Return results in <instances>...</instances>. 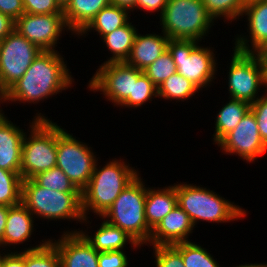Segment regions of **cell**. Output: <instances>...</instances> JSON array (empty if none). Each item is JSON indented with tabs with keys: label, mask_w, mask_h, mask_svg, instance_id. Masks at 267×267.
I'll list each match as a JSON object with an SVG mask.
<instances>
[{
	"label": "cell",
	"mask_w": 267,
	"mask_h": 267,
	"mask_svg": "<svg viewBox=\"0 0 267 267\" xmlns=\"http://www.w3.org/2000/svg\"><path fill=\"white\" fill-rule=\"evenodd\" d=\"M63 57L41 51L23 76L3 94V101L38 103L68 89L73 82Z\"/></svg>",
	"instance_id": "obj_1"
},
{
	"label": "cell",
	"mask_w": 267,
	"mask_h": 267,
	"mask_svg": "<svg viewBox=\"0 0 267 267\" xmlns=\"http://www.w3.org/2000/svg\"><path fill=\"white\" fill-rule=\"evenodd\" d=\"M177 205L182 208L195 226L200 220L225 223L242 219L246 211L240 206L222 198L206 187L193 184H175Z\"/></svg>",
	"instance_id": "obj_4"
},
{
	"label": "cell",
	"mask_w": 267,
	"mask_h": 267,
	"mask_svg": "<svg viewBox=\"0 0 267 267\" xmlns=\"http://www.w3.org/2000/svg\"><path fill=\"white\" fill-rule=\"evenodd\" d=\"M264 62H265V68H266V88H267V55H261Z\"/></svg>",
	"instance_id": "obj_47"
},
{
	"label": "cell",
	"mask_w": 267,
	"mask_h": 267,
	"mask_svg": "<svg viewBox=\"0 0 267 267\" xmlns=\"http://www.w3.org/2000/svg\"><path fill=\"white\" fill-rule=\"evenodd\" d=\"M79 232L86 240L98 251L107 252L113 250H123L127 242L131 243V247H140L135 241L119 227L111 225L106 220L101 223L99 229L94 236L86 234L84 231Z\"/></svg>",
	"instance_id": "obj_23"
},
{
	"label": "cell",
	"mask_w": 267,
	"mask_h": 267,
	"mask_svg": "<svg viewBox=\"0 0 267 267\" xmlns=\"http://www.w3.org/2000/svg\"><path fill=\"white\" fill-rule=\"evenodd\" d=\"M24 13L28 14H63V9L56 0H22Z\"/></svg>",
	"instance_id": "obj_36"
},
{
	"label": "cell",
	"mask_w": 267,
	"mask_h": 267,
	"mask_svg": "<svg viewBox=\"0 0 267 267\" xmlns=\"http://www.w3.org/2000/svg\"><path fill=\"white\" fill-rule=\"evenodd\" d=\"M176 72V64L168 49L151 65L143 70V73L157 86V88Z\"/></svg>",
	"instance_id": "obj_34"
},
{
	"label": "cell",
	"mask_w": 267,
	"mask_h": 267,
	"mask_svg": "<svg viewBox=\"0 0 267 267\" xmlns=\"http://www.w3.org/2000/svg\"><path fill=\"white\" fill-rule=\"evenodd\" d=\"M234 267V266H233ZM236 267H267V263L266 264H244V265H239V266H236Z\"/></svg>",
	"instance_id": "obj_45"
},
{
	"label": "cell",
	"mask_w": 267,
	"mask_h": 267,
	"mask_svg": "<svg viewBox=\"0 0 267 267\" xmlns=\"http://www.w3.org/2000/svg\"><path fill=\"white\" fill-rule=\"evenodd\" d=\"M3 94L0 92V103L3 102Z\"/></svg>",
	"instance_id": "obj_49"
},
{
	"label": "cell",
	"mask_w": 267,
	"mask_h": 267,
	"mask_svg": "<svg viewBox=\"0 0 267 267\" xmlns=\"http://www.w3.org/2000/svg\"><path fill=\"white\" fill-rule=\"evenodd\" d=\"M197 91H199V88L196 85L176 72L158 87V97L166 100L183 101L188 100Z\"/></svg>",
	"instance_id": "obj_27"
},
{
	"label": "cell",
	"mask_w": 267,
	"mask_h": 267,
	"mask_svg": "<svg viewBox=\"0 0 267 267\" xmlns=\"http://www.w3.org/2000/svg\"><path fill=\"white\" fill-rule=\"evenodd\" d=\"M97 157L86 143L78 141L57 125L56 166L60 168L82 192L89 183L97 162Z\"/></svg>",
	"instance_id": "obj_10"
},
{
	"label": "cell",
	"mask_w": 267,
	"mask_h": 267,
	"mask_svg": "<svg viewBox=\"0 0 267 267\" xmlns=\"http://www.w3.org/2000/svg\"><path fill=\"white\" fill-rule=\"evenodd\" d=\"M99 67L89 81L90 90H100L114 106H120L129 96H133L137 68L126 62L102 63Z\"/></svg>",
	"instance_id": "obj_12"
},
{
	"label": "cell",
	"mask_w": 267,
	"mask_h": 267,
	"mask_svg": "<svg viewBox=\"0 0 267 267\" xmlns=\"http://www.w3.org/2000/svg\"><path fill=\"white\" fill-rule=\"evenodd\" d=\"M97 163L88 185L81 192L84 218H88L89 210L102 216L127 185L140 175L134 167L116 158L102 168L97 167Z\"/></svg>",
	"instance_id": "obj_2"
},
{
	"label": "cell",
	"mask_w": 267,
	"mask_h": 267,
	"mask_svg": "<svg viewBox=\"0 0 267 267\" xmlns=\"http://www.w3.org/2000/svg\"><path fill=\"white\" fill-rule=\"evenodd\" d=\"M111 0H71L63 10L68 31L78 34Z\"/></svg>",
	"instance_id": "obj_22"
},
{
	"label": "cell",
	"mask_w": 267,
	"mask_h": 267,
	"mask_svg": "<svg viewBox=\"0 0 267 267\" xmlns=\"http://www.w3.org/2000/svg\"><path fill=\"white\" fill-rule=\"evenodd\" d=\"M193 228L189 215L177 205L152 231L148 243L157 246L189 241L188 236L193 232Z\"/></svg>",
	"instance_id": "obj_17"
},
{
	"label": "cell",
	"mask_w": 267,
	"mask_h": 267,
	"mask_svg": "<svg viewBox=\"0 0 267 267\" xmlns=\"http://www.w3.org/2000/svg\"><path fill=\"white\" fill-rule=\"evenodd\" d=\"M138 31L129 21L122 27L111 33L104 35L103 42L112 53V57L108 58L104 63L110 62H126L128 59L136 33Z\"/></svg>",
	"instance_id": "obj_24"
},
{
	"label": "cell",
	"mask_w": 267,
	"mask_h": 267,
	"mask_svg": "<svg viewBox=\"0 0 267 267\" xmlns=\"http://www.w3.org/2000/svg\"><path fill=\"white\" fill-rule=\"evenodd\" d=\"M128 263L124 250L98 252L99 267H128Z\"/></svg>",
	"instance_id": "obj_38"
},
{
	"label": "cell",
	"mask_w": 267,
	"mask_h": 267,
	"mask_svg": "<svg viewBox=\"0 0 267 267\" xmlns=\"http://www.w3.org/2000/svg\"><path fill=\"white\" fill-rule=\"evenodd\" d=\"M15 28V21L0 12V42L5 39Z\"/></svg>",
	"instance_id": "obj_42"
},
{
	"label": "cell",
	"mask_w": 267,
	"mask_h": 267,
	"mask_svg": "<svg viewBox=\"0 0 267 267\" xmlns=\"http://www.w3.org/2000/svg\"><path fill=\"white\" fill-rule=\"evenodd\" d=\"M2 266V254L0 253V267Z\"/></svg>",
	"instance_id": "obj_50"
},
{
	"label": "cell",
	"mask_w": 267,
	"mask_h": 267,
	"mask_svg": "<svg viewBox=\"0 0 267 267\" xmlns=\"http://www.w3.org/2000/svg\"><path fill=\"white\" fill-rule=\"evenodd\" d=\"M128 13L130 12L110 4L104 7L78 35L82 36L87 34V31L95 30L100 37H103L124 26L130 19Z\"/></svg>",
	"instance_id": "obj_26"
},
{
	"label": "cell",
	"mask_w": 267,
	"mask_h": 267,
	"mask_svg": "<svg viewBox=\"0 0 267 267\" xmlns=\"http://www.w3.org/2000/svg\"><path fill=\"white\" fill-rule=\"evenodd\" d=\"M66 28L68 30L63 14L24 13L15 21L14 30L42 51H55V45Z\"/></svg>",
	"instance_id": "obj_13"
},
{
	"label": "cell",
	"mask_w": 267,
	"mask_h": 267,
	"mask_svg": "<svg viewBox=\"0 0 267 267\" xmlns=\"http://www.w3.org/2000/svg\"><path fill=\"white\" fill-rule=\"evenodd\" d=\"M225 154H238L246 162H254L267 151L261 139L254 113L249 110L236 127L218 144Z\"/></svg>",
	"instance_id": "obj_14"
},
{
	"label": "cell",
	"mask_w": 267,
	"mask_h": 267,
	"mask_svg": "<svg viewBox=\"0 0 267 267\" xmlns=\"http://www.w3.org/2000/svg\"><path fill=\"white\" fill-rule=\"evenodd\" d=\"M213 21L202 0H168L160 15L162 32L175 40L201 41Z\"/></svg>",
	"instance_id": "obj_7"
},
{
	"label": "cell",
	"mask_w": 267,
	"mask_h": 267,
	"mask_svg": "<svg viewBox=\"0 0 267 267\" xmlns=\"http://www.w3.org/2000/svg\"><path fill=\"white\" fill-rule=\"evenodd\" d=\"M71 0H56L58 5L64 10Z\"/></svg>",
	"instance_id": "obj_46"
},
{
	"label": "cell",
	"mask_w": 267,
	"mask_h": 267,
	"mask_svg": "<svg viewBox=\"0 0 267 267\" xmlns=\"http://www.w3.org/2000/svg\"><path fill=\"white\" fill-rule=\"evenodd\" d=\"M244 14L247 15L250 40L243 35L237 36L234 49L242 53H261L267 47V0L247 2Z\"/></svg>",
	"instance_id": "obj_16"
},
{
	"label": "cell",
	"mask_w": 267,
	"mask_h": 267,
	"mask_svg": "<svg viewBox=\"0 0 267 267\" xmlns=\"http://www.w3.org/2000/svg\"><path fill=\"white\" fill-rule=\"evenodd\" d=\"M158 97L157 86L143 73L137 69V81H134L133 96H129L120 106L140 107L148 100Z\"/></svg>",
	"instance_id": "obj_31"
},
{
	"label": "cell",
	"mask_w": 267,
	"mask_h": 267,
	"mask_svg": "<svg viewBox=\"0 0 267 267\" xmlns=\"http://www.w3.org/2000/svg\"><path fill=\"white\" fill-rule=\"evenodd\" d=\"M181 255L185 267H220L205 248L191 241L172 245Z\"/></svg>",
	"instance_id": "obj_28"
},
{
	"label": "cell",
	"mask_w": 267,
	"mask_h": 267,
	"mask_svg": "<svg viewBox=\"0 0 267 267\" xmlns=\"http://www.w3.org/2000/svg\"><path fill=\"white\" fill-rule=\"evenodd\" d=\"M0 12L16 21L24 14L22 0H0Z\"/></svg>",
	"instance_id": "obj_39"
},
{
	"label": "cell",
	"mask_w": 267,
	"mask_h": 267,
	"mask_svg": "<svg viewBox=\"0 0 267 267\" xmlns=\"http://www.w3.org/2000/svg\"><path fill=\"white\" fill-rule=\"evenodd\" d=\"M228 91L231 99L245 101L250 105L262 85L266 87L265 62L260 53H242L234 49L229 65Z\"/></svg>",
	"instance_id": "obj_9"
},
{
	"label": "cell",
	"mask_w": 267,
	"mask_h": 267,
	"mask_svg": "<svg viewBox=\"0 0 267 267\" xmlns=\"http://www.w3.org/2000/svg\"><path fill=\"white\" fill-rule=\"evenodd\" d=\"M156 267H185L182 255L172 245L153 246Z\"/></svg>",
	"instance_id": "obj_35"
},
{
	"label": "cell",
	"mask_w": 267,
	"mask_h": 267,
	"mask_svg": "<svg viewBox=\"0 0 267 267\" xmlns=\"http://www.w3.org/2000/svg\"><path fill=\"white\" fill-rule=\"evenodd\" d=\"M146 193L147 186L138 175L101 216L102 220L106 219L111 225L123 230L139 246L147 245L152 234L145 219Z\"/></svg>",
	"instance_id": "obj_3"
},
{
	"label": "cell",
	"mask_w": 267,
	"mask_h": 267,
	"mask_svg": "<svg viewBox=\"0 0 267 267\" xmlns=\"http://www.w3.org/2000/svg\"><path fill=\"white\" fill-rule=\"evenodd\" d=\"M25 250V267H60L56 248L49 240Z\"/></svg>",
	"instance_id": "obj_29"
},
{
	"label": "cell",
	"mask_w": 267,
	"mask_h": 267,
	"mask_svg": "<svg viewBox=\"0 0 267 267\" xmlns=\"http://www.w3.org/2000/svg\"><path fill=\"white\" fill-rule=\"evenodd\" d=\"M33 214L21 202L10 206L3 235V248L8 245L23 243L32 235L34 218Z\"/></svg>",
	"instance_id": "obj_20"
},
{
	"label": "cell",
	"mask_w": 267,
	"mask_h": 267,
	"mask_svg": "<svg viewBox=\"0 0 267 267\" xmlns=\"http://www.w3.org/2000/svg\"><path fill=\"white\" fill-rule=\"evenodd\" d=\"M22 182L20 173L0 168V205L14 206L21 203Z\"/></svg>",
	"instance_id": "obj_30"
},
{
	"label": "cell",
	"mask_w": 267,
	"mask_h": 267,
	"mask_svg": "<svg viewBox=\"0 0 267 267\" xmlns=\"http://www.w3.org/2000/svg\"><path fill=\"white\" fill-rule=\"evenodd\" d=\"M34 118L29 126L30 135L27 137L25 133L22 143L20 176L23 180L56 167L57 124L41 113Z\"/></svg>",
	"instance_id": "obj_5"
},
{
	"label": "cell",
	"mask_w": 267,
	"mask_h": 267,
	"mask_svg": "<svg viewBox=\"0 0 267 267\" xmlns=\"http://www.w3.org/2000/svg\"><path fill=\"white\" fill-rule=\"evenodd\" d=\"M250 108L251 105L249 103L230 98V101L221 108L216 117L213 135L215 144H218L236 127Z\"/></svg>",
	"instance_id": "obj_25"
},
{
	"label": "cell",
	"mask_w": 267,
	"mask_h": 267,
	"mask_svg": "<svg viewBox=\"0 0 267 267\" xmlns=\"http://www.w3.org/2000/svg\"><path fill=\"white\" fill-rule=\"evenodd\" d=\"M208 14L213 20L224 17L226 20H236L243 16L245 0H202Z\"/></svg>",
	"instance_id": "obj_32"
},
{
	"label": "cell",
	"mask_w": 267,
	"mask_h": 267,
	"mask_svg": "<svg viewBox=\"0 0 267 267\" xmlns=\"http://www.w3.org/2000/svg\"><path fill=\"white\" fill-rule=\"evenodd\" d=\"M2 266L1 267H25V250L24 252H11L2 253Z\"/></svg>",
	"instance_id": "obj_40"
},
{
	"label": "cell",
	"mask_w": 267,
	"mask_h": 267,
	"mask_svg": "<svg viewBox=\"0 0 267 267\" xmlns=\"http://www.w3.org/2000/svg\"><path fill=\"white\" fill-rule=\"evenodd\" d=\"M198 42L169 39L167 49L176 64L177 72L202 90L214 79L217 60L210 47L199 46Z\"/></svg>",
	"instance_id": "obj_8"
},
{
	"label": "cell",
	"mask_w": 267,
	"mask_h": 267,
	"mask_svg": "<svg viewBox=\"0 0 267 267\" xmlns=\"http://www.w3.org/2000/svg\"><path fill=\"white\" fill-rule=\"evenodd\" d=\"M42 50L13 30L0 42V92L4 94L31 66Z\"/></svg>",
	"instance_id": "obj_11"
},
{
	"label": "cell",
	"mask_w": 267,
	"mask_h": 267,
	"mask_svg": "<svg viewBox=\"0 0 267 267\" xmlns=\"http://www.w3.org/2000/svg\"><path fill=\"white\" fill-rule=\"evenodd\" d=\"M32 179L39 186L47 189L58 190L60 192H80L68 176L57 166L36 174Z\"/></svg>",
	"instance_id": "obj_33"
},
{
	"label": "cell",
	"mask_w": 267,
	"mask_h": 267,
	"mask_svg": "<svg viewBox=\"0 0 267 267\" xmlns=\"http://www.w3.org/2000/svg\"><path fill=\"white\" fill-rule=\"evenodd\" d=\"M260 54L261 55H267V47Z\"/></svg>",
	"instance_id": "obj_48"
},
{
	"label": "cell",
	"mask_w": 267,
	"mask_h": 267,
	"mask_svg": "<svg viewBox=\"0 0 267 267\" xmlns=\"http://www.w3.org/2000/svg\"><path fill=\"white\" fill-rule=\"evenodd\" d=\"M168 0H137L136 9H144L149 12L160 11L162 14Z\"/></svg>",
	"instance_id": "obj_41"
},
{
	"label": "cell",
	"mask_w": 267,
	"mask_h": 267,
	"mask_svg": "<svg viewBox=\"0 0 267 267\" xmlns=\"http://www.w3.org/2000/svg\"><path fill=\"white\" fill-rule=\"evenodd\" d=\"M10 206L0 205V247L3 246V235Z\"/></svg>",
	"instance_id": "obj_43"
},
{
	"label": "cell",
	"mask_w": 267,
	"mask_h": 267,
	"mask_svg": "<svg viewBox=\"0 0 267 267\" xmlns=\"http://www.w3.org/2000/svg\"><path fill=\"white\" fill-rule=\"evenodd\" d=\"M177 206L176 187L165 186V189L147 187L145 198V219L153 231L161 220Z\"/></svg>",
	"instance_id": "obj_21"
},
{
	"label": "cell",
	"mask_w": 267,
	"mask_h": 267,
	"mask_svg": "<svg viewBox=\"0 0 267 267\" xmlns=\"http://www.w3.org/2000/svg\"><path fill=\"white\" fill-rule=\"evenodd\" d=\"M73 231L64 232L55 242L49 239L58 252L60 267H99L98 251L79 231Z\"/></svg>",
	"instance_id": "obj_15"
},
{
	"label": "cell",
	"mask_w": 267,
	"mask_h": 267,
	"mask_svg": "<svg viewBox=\"0 0 267 267\" xmlns=\"http://www.w3.org/2000/svg\"><path fill=\"white\" fill-rule=\"evenodd\" d=\"M25 132L5 117L0 109V168L20 173Z\"/></svg>",
	"instance_id": "obj_18"
},
{
	"label": "cell",
	"mask_w": 267,
	"mask_h": 267,
	"mask_svg": "<svg viewBox=\"0 0 267 267\" xmlns=\"http://www.w3.org/2000/svg\"><path fill=\"white\" fill-rule=\"evenodd\" d=\"M161 34L141 35L137 32L126 63L141 71L151 65L167 50L169 38Z\"/></svg>",
	"instance_id": "obj_19"
},
{
	"label": "cell",
	"mask_w": 267,
	"mask_h": 267,
	"mask_svg": "<svg viewBox=\"0 0 267 267\" xmlns=\"http://www.w3.org/2000/svg\"><path fill=\"white\" fill-rule=\"evenodd\" d=\"M111 4L118 6L122 9L127 10L128 12L134 10L137 6V0H111Z\"/></svg>",
	"instance_id": "obj_44"
},
{
	"label": "cell",
	"mask_w": 267,
	"mask_h": 267,
	"mask_svg": "<svg viewBox=\"0 0 267 267\" xmlns=\"http://www.w3.org/2000/svg\"><path fill=\"white\" fill-rule=\"evenodd\" d=\"M250 110L256 117L261 139L267 146V93L253 102Z\"/></svg>",
	"instance_id": "obj_37"
},
{
	"label": "cell",
	"mask_w": 267,
	"mask_h": 267,
	"mask_svg": "<svg viewBox=\"0 0 267 267\" xmlns=\"http://www.w3.org/2000/svg\"><path fill=\"white\" fill-rule=\"evenodd\" d=\"M21 202L35 216L48 220L73 219L85 222L81 192H60L39 186L32 178L23 180Z\"/></svg>",
	"instance_id": "obj_6"
}]
</instances>
